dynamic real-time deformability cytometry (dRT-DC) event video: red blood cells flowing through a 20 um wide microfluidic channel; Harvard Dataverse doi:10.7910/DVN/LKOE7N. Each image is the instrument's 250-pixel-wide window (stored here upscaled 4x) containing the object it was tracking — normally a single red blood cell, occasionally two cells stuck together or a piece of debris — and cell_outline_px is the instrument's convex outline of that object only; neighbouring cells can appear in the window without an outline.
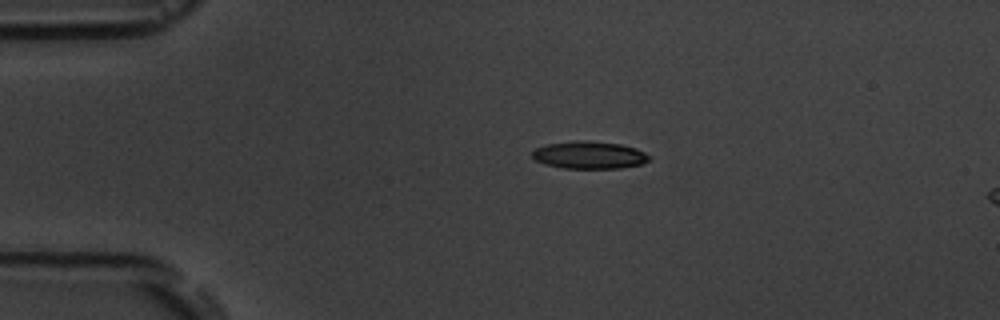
{"species": "common noctule bat (a hibernating species)", "species_latin": "Nyctalus noctula", "temperature_condition": "room temperature", "stored_images_in_passage": 6, "segment_of_instrument_passage": [1, 2], "camera_frame_rate_fps": 3000, "um_per_image_px": 0.085, "animal": {"sex": "male", "body_mass_g": 19.5, "forearm_length_mm": 54.6}, "frame": {"image": 1, "passage_image": 4, "time_ms": 3.667, "image_size_px": [1000, 320], "cell_outline_px": [[652, 156], [648, 160], [640, 164], [620, 168], [564, 168], [544, 164], [536, 160], [532, 156], [532, 152], [536, 148], [548, 144], [576, 140], [588, 140], [620, 144], [636, 148]], "centroid_in_image_um": [50.09, 13.17], "position_along_channel_um": 34.9, "area_um2": 18.67}}